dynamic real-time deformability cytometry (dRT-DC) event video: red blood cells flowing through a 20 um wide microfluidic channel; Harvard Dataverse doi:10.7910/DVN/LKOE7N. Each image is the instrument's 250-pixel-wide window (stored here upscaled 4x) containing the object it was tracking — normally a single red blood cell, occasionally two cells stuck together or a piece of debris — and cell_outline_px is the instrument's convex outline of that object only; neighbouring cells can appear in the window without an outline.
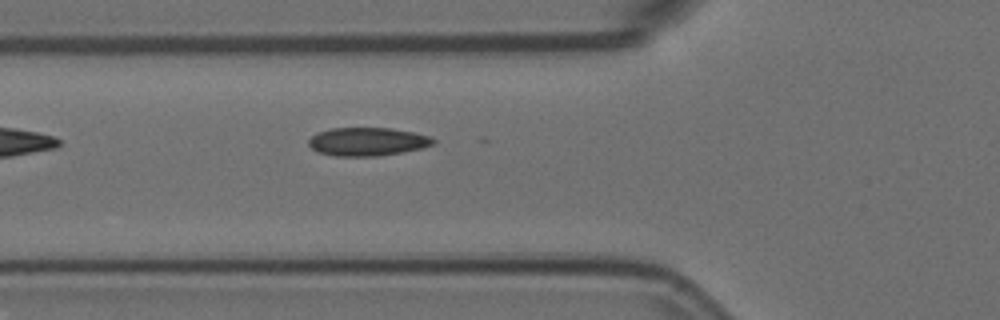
{"species": "Egyptian fruit bat (a non-hibernating species)", "species_latin": "Rousettus aegyptiacus", "temperature_condition": "room temperature", "stored_images_in_passage": 5, "camera_frame_rate_fps": 3000, "um_per_image_px": 0.085, "animal": {"sex": "female"}, "frame": {"image": 1, "passage_image": 5, "time_ms": 1.333, "image_size_px": [1000, 320], "cell_outline_px": [[436, 144], [420, 148], [400, 152], [376, 156], [336, 156], [320, 152], [312, 148], [308, 144], [308, 140], [316, 132], [332, 128], [392, 128], [412, 132], [428, 136], [436, 140]], "centroid_in_image_um": [31.22, 12.03], "position_along_channel_um": 94.6, "area_um2": 20.4}}